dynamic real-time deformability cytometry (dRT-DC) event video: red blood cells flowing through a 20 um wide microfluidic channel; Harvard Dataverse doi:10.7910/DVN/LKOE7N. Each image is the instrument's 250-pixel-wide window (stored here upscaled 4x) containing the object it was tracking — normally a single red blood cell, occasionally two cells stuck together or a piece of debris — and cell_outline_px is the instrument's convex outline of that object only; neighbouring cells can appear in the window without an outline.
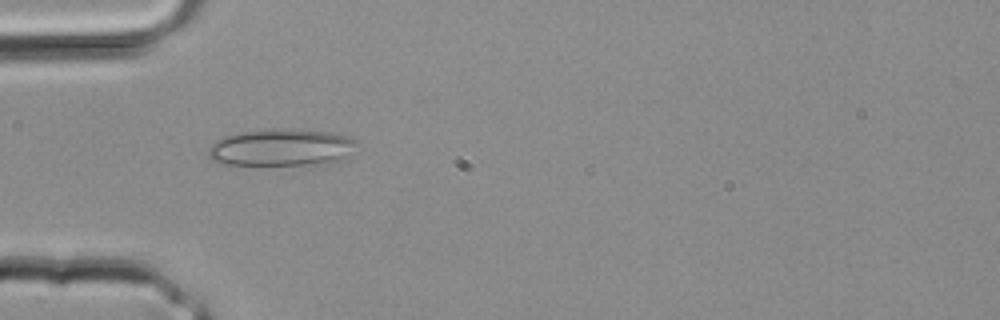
{"species": "common noctule bat (a hibernating species)", "species_latin": "Nyctalus noctula", "temperature_condition": "room temperature", "stored_images_in_passage": 1, "camera_frame_rate_fps": 3000, "um_per_image_px": 0.085, "animal": {"sex": "male", "body_mass_g": 20.4}, "frame": {"image": 1, "passage_image": 1, "time_ms": 0.0, "image_size_px": [1000, 320], "cell_outline_px": [[356, 140], [344, 156], [340, 160], [332, 164], [220, 164], [212, 160], [208, 156], [208, 148], [216, 140], [224, 136], [244, 132], [288, 128], [296, 128], [340, 132]], "centroid_in_image_um": [23.91, 12.52], "position_along_channel_um": 61.1, "area_um2": 31.96}}